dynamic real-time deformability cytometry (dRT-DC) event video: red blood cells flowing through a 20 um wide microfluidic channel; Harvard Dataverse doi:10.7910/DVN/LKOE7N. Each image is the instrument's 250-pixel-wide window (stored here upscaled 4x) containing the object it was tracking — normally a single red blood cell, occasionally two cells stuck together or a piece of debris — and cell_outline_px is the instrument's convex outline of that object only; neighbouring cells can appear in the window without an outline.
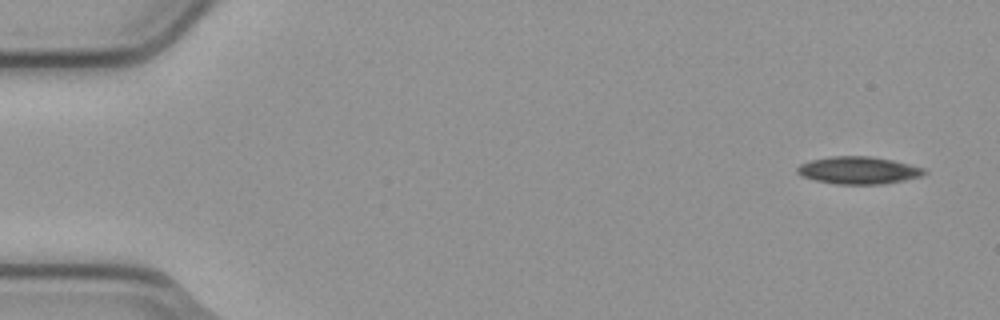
{"species": "common noctule bat (a hibernating species)", "species_latin": "Nyctalus noctula", "temperature_condition": "cold", "stored_images_in_passage": 5, "camera_frame_rate_fps": 3000, "um_per_image_px": 0.085, "animal": {"sex": "male", "body_mass_g": 23.1, "forearm_length_mm": 52.7}, "frame": {"image": 1, "passage_image": 1, "time_ms": 0.0, "image_size_px": [1000, 320], "cell_outline_px": [[924, 172], [920, 176], [904, 180], [880, 184], [836, 184], [816, 180], [800, 176], [796, 172], [796, 168], [800, 164], [808, 160], [828, 156], [872, 156], [892, 160], [924, 168]], "centroid_in_image_um": [72.88, 14.46], "position_along_channel_um": 12.1, "area_um2": 20.23}}
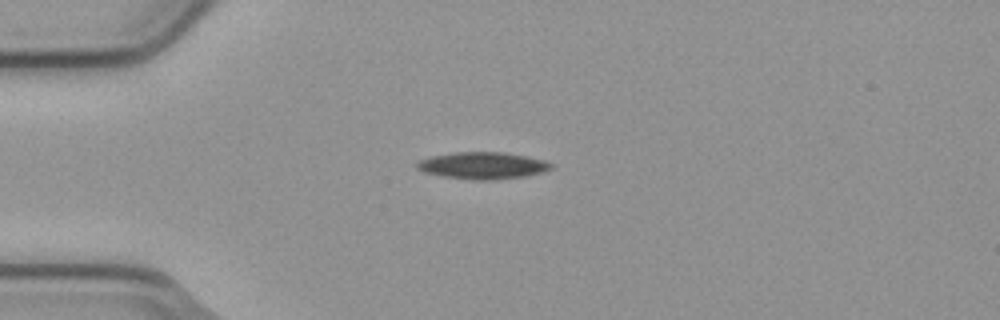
{"frame": {"image": 2, "passage_image": 4, "time_ms": 1.0, "image_size_px": [1000, 320], "cell_outline_px": [[552, 168], [544, 172], [524, 176], [488, 180], [476, 180], [444, 176], [424, 172], [416, 168], [416, 164], [420, 160], [432, 156], [456, 152], [500, 152], [524, 156], [544, 160], [552, 164]], "centroid_in_image_um": [41.02, 14.07], "position_along_channel_um": 44.0, "area_um2": 20.69}}